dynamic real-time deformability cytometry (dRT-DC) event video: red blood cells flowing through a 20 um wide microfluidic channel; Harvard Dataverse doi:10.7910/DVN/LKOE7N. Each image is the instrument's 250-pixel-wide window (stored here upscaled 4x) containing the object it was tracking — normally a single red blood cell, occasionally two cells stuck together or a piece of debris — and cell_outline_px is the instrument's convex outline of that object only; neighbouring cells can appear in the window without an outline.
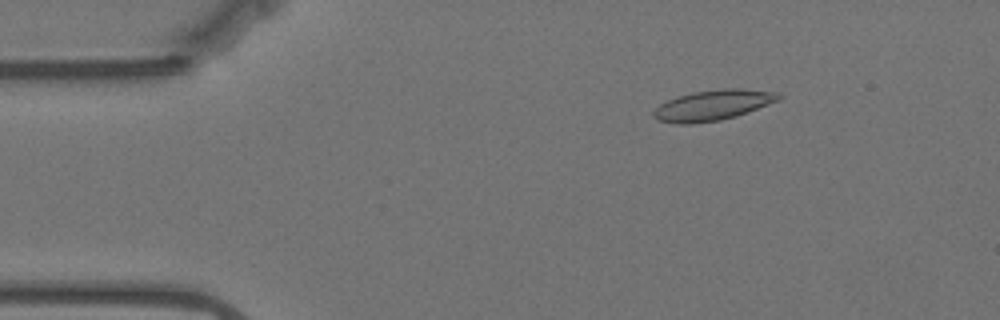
{"species": "Egyptian fruit bat (a non-hibernating species)", "species_latin": "Rousettus aegyptiacus", "temperature_condition": "warm", "stored_images_in_passage": 57, "camera_frame_rate_fps": 3000, "um_per_image_px": 0.085, "animal": {"sex": "female"}, "frame": {"image": 1, "passage_image": 8, "time_ms": 2.333, "image_size_px": [1000, 320], "cell_outline_px": [[784, 96], [780, 100], [736, 116], [720, 120], [692, 124], [676, 124], [656, 120], [652, 116], [652, 112], [660, 104], [668, 100], [692, 92], [724, 88], [736, 88], [776, 92]], "centroid_in_image_um": [60.58, 8.95], "position_along_channel_um": 24.4, "area_um2": 22.2}}
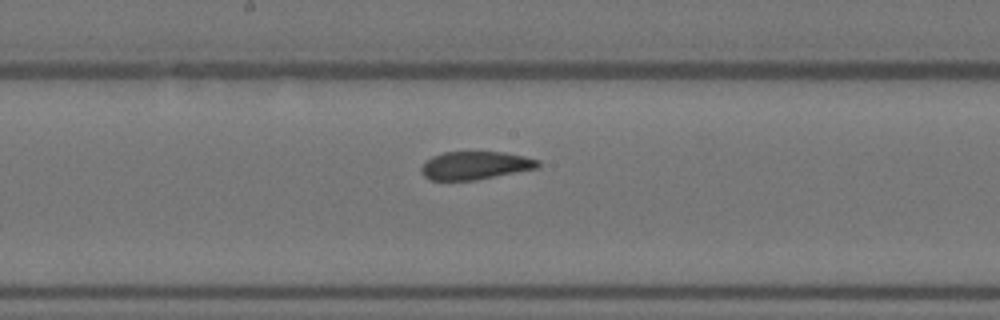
{"frame": {"image": 2, "passage_image": 29, "time_ms": 9.333, "image_size_px": [1000, 320], "cell_outline_px": [[540, 164], [536, 168], [476, 180], [432, 180], [424, 176], [420, 172], [420, 168], [424, 160], [432, 156], [444, 152], [504, 152], [524, 156], [540, 160]], "centroid_in_image_um": [40.35, 14.06], "position_along_channel_um": 207.9, "area_um2": 19.13}}
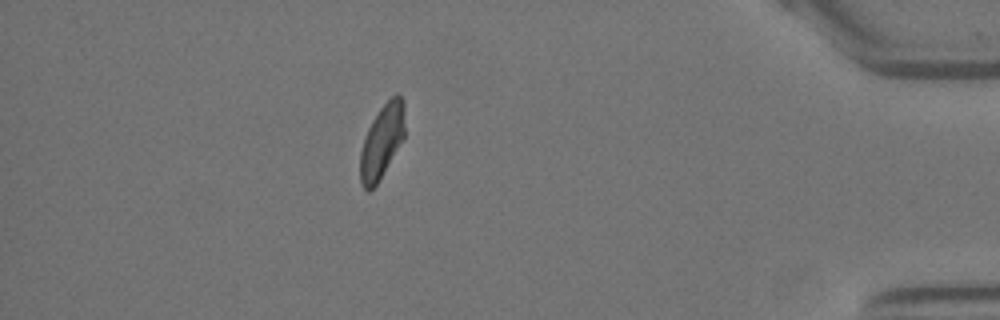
{"frame": {"image": 3, "passage_image": 50, "time_ms": 16.333, "image_size_px": [1000, 320], "cell_outline_px": [[404, 136], [376, 184], [368, 192], [360, 184], [360, 152], [368, 128], [372, 120], [380, 108], [396, 92], [400, 92], [404, 100]], "centroid_in_image_um": [32.46, 11.96], "position_along_channel_um": 402.7, "area_um2": 18.84}, "authors_computed_cell_mechanics": {"area_um2": 20.6924, "velocity_mm_per_s": 3.4803, "shape_relaxation_time_tau1_ms": null, "shape_relaxation_time_tau2_ms": 2.9133, "deformation_change_tau1": null, "deformation_change_tau2": 0.0605}}